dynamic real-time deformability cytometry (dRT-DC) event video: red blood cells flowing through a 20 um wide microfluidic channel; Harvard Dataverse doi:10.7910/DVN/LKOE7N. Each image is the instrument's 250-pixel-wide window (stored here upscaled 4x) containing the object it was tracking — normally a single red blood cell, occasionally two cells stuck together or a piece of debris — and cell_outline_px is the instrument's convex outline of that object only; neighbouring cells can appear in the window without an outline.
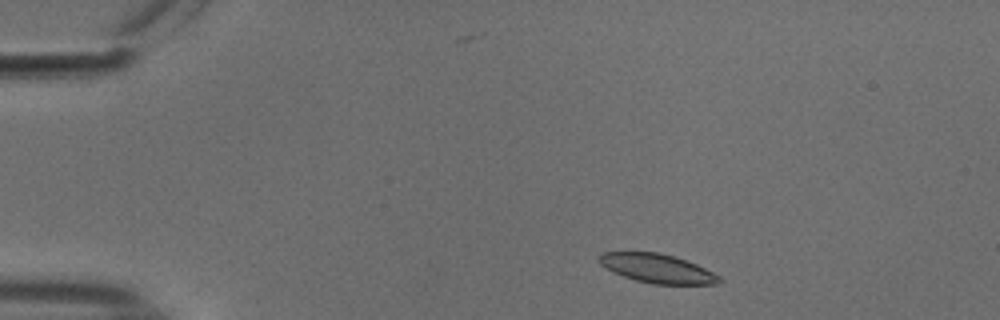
{"species": "common noctule bat (a hibernating species)", "species_latin": "Nyctalus noctula", "temperature_condition": "cold", "stored_images_in_passage": 29, "camera_frame_rate_fps": 3000, "um_per_image_px": 0.085, "animal": {"sex": "male", "body_mass_g": 18.8}, "frame": {"image": 1, "passage_image": 4, "time_ms": 1.0, "image_size_px": [1000, 320], "cell_outline_px": [[724, 280], [720, 284], [652, 284], [636, 280], [612, 272], [600, 264], [596, 260], [596, 256], [600, 252], [660, 252], [676, 256], [696, 264], [720, 276]], "centroid_in_image_um": [55.84, 22.81], "position_along_channel_um": 29.2, "area_um2": 20.58}}
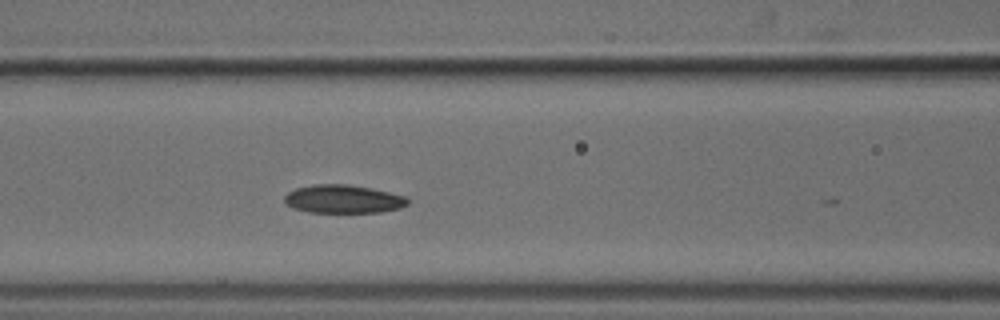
{"frame": {"image": 2, "passage_image": 18, "time_ms": 5.667, "image_size_px": [1000, 320], "cell_outline_px": [[408, 204], [400, 208], [380, 212], [308, 212], [292, 208], [284, 204], [284, 196], [288, 192], [296, 188], [316, 184], [344, 184], [372, 188], [408, 196]], "centroid_in_image_um": [29.17, 16.92], "position_along_channel_um": 137.4, "area_um2": 20.46}}
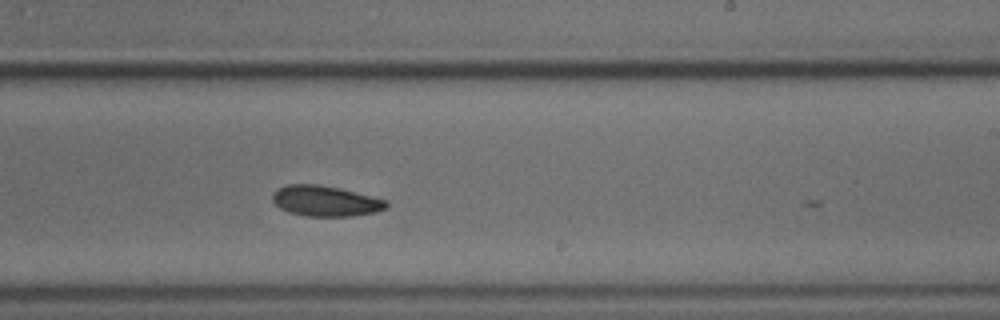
{"frame": {"image": 3, "passage_image": 28, "time_ms": 9.0, "image_size_px": [1000, 320], "cell_outline_px": [[388, 208], [376, 212], [352, 216], [304, 216], [288, 212], [280, 208], [272, 200], [272, 192], [276, 188], [288, 184], [316, 184], [340, 188], [388, 200]], "centroid_in_image_um": [27.66, 17.08], "position_along_channel_um": 261.3, "area_um2": 20.52}}